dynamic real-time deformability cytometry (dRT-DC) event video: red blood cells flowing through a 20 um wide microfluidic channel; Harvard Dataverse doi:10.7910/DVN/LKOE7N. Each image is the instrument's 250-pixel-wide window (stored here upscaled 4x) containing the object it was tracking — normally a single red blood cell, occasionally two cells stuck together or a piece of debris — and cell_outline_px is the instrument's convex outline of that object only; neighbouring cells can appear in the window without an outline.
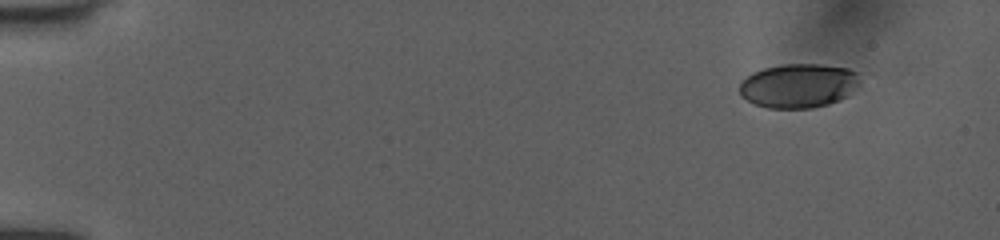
{"species": "human", "species_latin": "Homo sapiens", "temperature_condition": "room temperature", "stored_images_in_passage": 48, "camera_frame_rate_fps": 3000, "um_per_image_px": 0.085, "donor": {"sex": "female"}, "frame": {"image": 1, "passage_image": 1, "time_ms": 0.0, "image_size_px": [1000, 240], "cell_outline_px": [[860, 84], [848, 96], [840, 100], [828, 104], [812, 108], [768, 108], [756, 104], [740, 96], [740, 80], [752, 72], [764, 68], [784, 64], [820, 64], [848, 68], [860, 72]], "centroid_in_image_um": [67.91, 7.27], "position_along_channel_um": 17.1, "area_um2": 31.39}}
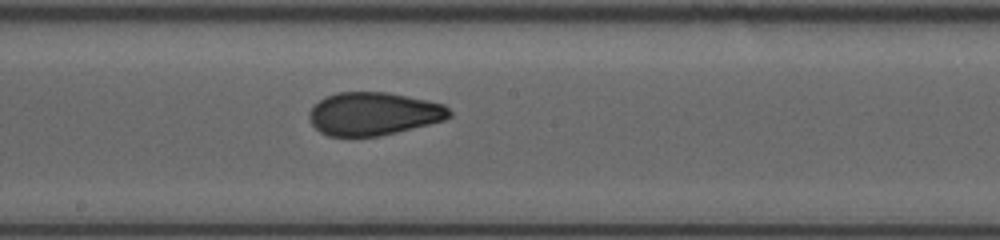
{"frame": {"image": 2, "passage_image": 26, "time_ms": 8.333, "image_size_px": [1000, 240], "cell_outline_px": [[452, 116], [444, 120], [396, 132], [376, 136], [328, 136], [320, 132], [312, 124], [308, 116], [308, 112], [320, 100], [336, 92], [388, 92], [428, 100], [444, 104], [452, 112]], "centroid_in_image_um": [31.76, 9.66], "position_along_channel_um": 216.4, "area_um2": 35.03}}
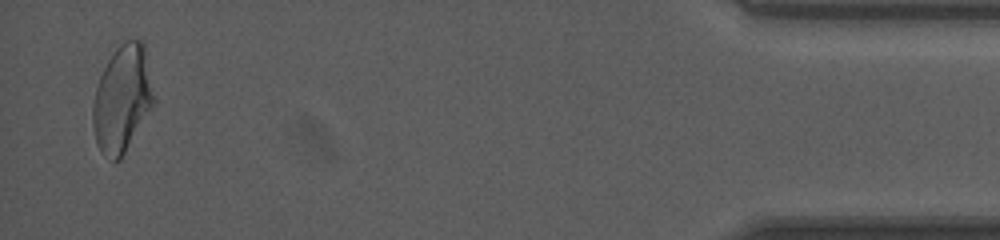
{"frame": {"image": 3, "passage_image": 47, "time_ms": 15.333, "image_size_px": [1000, 240], "cell_outline_px": [[156, 100], [152, 108], [120, 160], [112, 160], [104, 156], [100, 152], [96, 144], [92, 124], [92, 104], [96, 88], [100, 76], [108, 60], [116, 48], [124, 40], [140, 40], [144, 44]], "centroid_in_image_um": [10.39, 8.42], "position_along_channel_um": 424.8, "area_um2": 38.15}, "authors_computed_cell_mechanics": {"area_um2": 35.2002, "velocity_mm_per_s": 4.0351, "shape_relaxation_time_tau1_ms": 11.209, "shape_relaxation_time_tau2_ms": 1.2752, "deformation_change_tau1": 0.2705, "deformation_change_tau2": 0.0726}}